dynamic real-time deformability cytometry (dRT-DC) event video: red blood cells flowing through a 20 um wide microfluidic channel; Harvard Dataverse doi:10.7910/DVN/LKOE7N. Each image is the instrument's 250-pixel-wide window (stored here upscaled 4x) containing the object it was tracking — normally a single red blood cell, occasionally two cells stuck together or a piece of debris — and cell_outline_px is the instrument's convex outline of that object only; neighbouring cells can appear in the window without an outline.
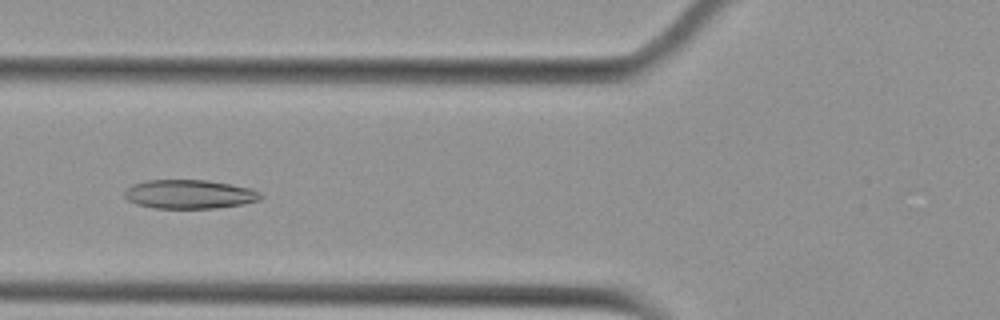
{"species": "Egyptian fruit bat (a non-hibernating species)", "species_latin": "Rousettus aegyptiacus", "temperature_condition": "cold", "stored_images_in_passage": 51, "camera_frame_rate_fps": 3000, "um_per_image_px": 0.085, "animal": {"sex": "female"}, "frame": {"image": 1, "passage_image": 17, "time_ms": 5.333, "image_size_px": [1000, 320], "cell_outline_px": [[264, 196], [260, 200], [244, 204], [216, 208], [152, 208], [136, 204], [128, 200], [124, 196], [124, 192], [132, 184], [144, 180], [208, 180], [232, 184], [248, 188], [260, 192]], "centroid_in_image_um": [16.1, 16.51], "position_along_channel_um": 109.7, "area_um2": 23.12}}
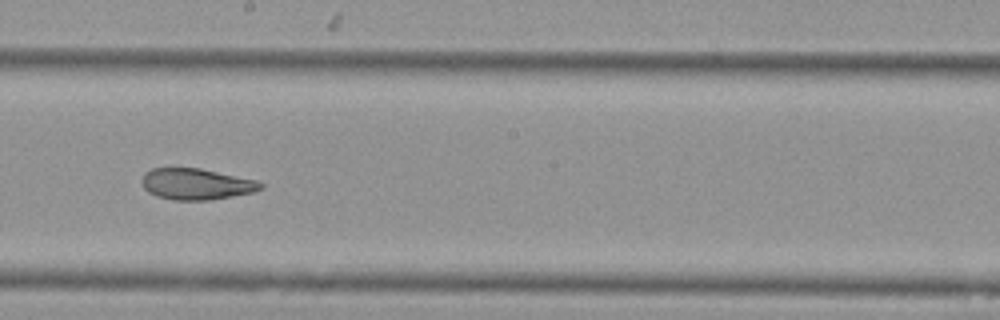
{"frame": {"image": 2, "passage_image": 27, "time_ms": 8.667, "image_size_px": [1000, 320], "cell_outline_px": [[264, 188], [256, 192], [208, 200], [172, 200], [156, 196], [148, 192], [144, 188], [140, 180], [144, 172], [152, 168], [200, 168], [256, 180], [264, 184]], "centroid_in_image_um": [16.67, 15.65], "position_along_channel_um": 231.5, "area_um2": 21.79}}
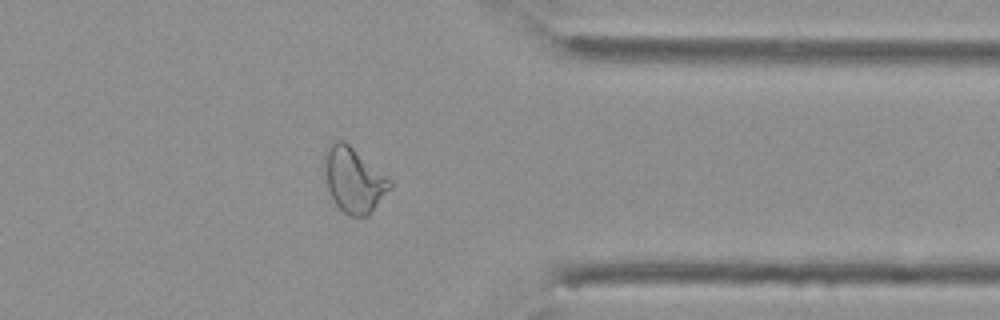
{"frame": {"image": 3, "passage_image": 40, "time_ms": 13.0, "image_size_px": [1000, 320], "cell_outline_px": [[392, 188], [368, 216], [348, 216], [336, 204], [328, 188], [324, 172], [324, 152], [336, 140], [344, 140], [388, 176], [392, 180]], "centroid_in_image_um": [30.1, 15.29], "position_along_channel_um": 381.3, "area_um2": 24.85}, "authors_computed_cell_mechanics": {"area_um2": 25.0852, "velocity_mm_per_s": 3.6647, "shape_relaxation_time_tau1_ms": null, "shape_relaxation_time_tau2_ms": 2.477, "deformation_change_tau1": null, "deformation_change_tau2": 0.0929}}